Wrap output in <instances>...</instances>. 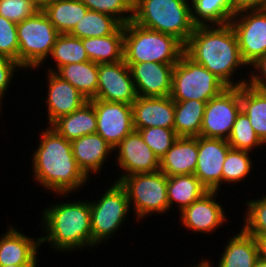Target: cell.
Instances as JSON below:
<instances>
[{"mask_svg": "<svg viewBox=\"0 0 266 267\" xmlns=\"http://www.w3.org/2000/svg\"><path fill=\"white\" fill-rule=\"evenodd\" d=\"M47 86L45 104L47 107V126H51L57 119L73 113L81 108L88 99L69 82L62 80L54 72H47Z\"/></svg>", "mask_w": 266, "mask_h": 267, "instance_id": "obj_18", "label": "cell"}, {"mask_svg": "<svg viewBox=\"0 0 266 267\" xmlns=\"http://www.w3.org/2000/svg\"><path fill=\"white\" fill-rule=\"evenodd\" d=\"M40 130L42 133L40 132L37 148L33 150L30 166L34 182L55 196L57 194L67 198L90 181L74 159L71 142L51 126Z\"/></svg>", "mask_w": 266, "mask_h": 267, "instance_id": "obj_1", "label": "cell"}, {"mask_svg": "<svg viewBox=\"0 0 266 267\" xmlns=\"http://www.w3.org/2000/svg\"><path fill=\"white\" fill-rule=\"evenodd\" d=\"M93 99L131 105L137 99L130 67L124 60L98 64V87Z\"/></svg>", "mask_w": 266, "mask_h": 267, "instance_id": "obj_14", "label": "cell"}, {"mask_svg": "<svg viewBox=\"0 0 266 267\" xmlns=\"http://www.w3.org/2000/svg\"><path fill=\"white\" fill-rule=\"evenodd\" d=\"M132 21L144 28L174 36L186 44L196 25L190 0H134Z\"/></svg>", "mask_w": 266, "mask_h": 267, "instance_id": "obj_4", "label": "cell"}, {"mask_svg": "<svg viewBox=\"0 0 266 267\" xmlns=\"http://www.w3.org/2000/svg\"><path fill=\"white\" fill-rule=\"evenodd\" d=\"M51 127L70 142L84 135L96 133L94 106L88 101L73 113L57 119Z\"/></svg>", "mask_w": 266, "mask_h": 267, "instance_id": "obj_24", "label": "cell"}, {"mask_svg": "<svg viewBox=\"0 0 266 267\" xmlns=\"http://www.w3.org/2000/svg\"><path fill=\"white\" fill-rule=\"evenodd\" d=\"M18 63L24 70H36L47 62L59 35L42 11L17 24ZM46 61V62H45Z\"/></svg>", "mask_w": 266, "mask_h": 267, "instance_id": "obj_8", "label": "cell"}, {"mask_svg": "<svg viewBox=\"0 0 266 267\" xmlns=\"http://www.w3.org/2000/svg\"><path fill=\"white\" fill-rule=\"evenodd\" d=\"M55 74L69 82L88 100L97 94L98 64L92 61L67 64L60 67Z\"/></svg>", "mask_w": 266, "mask_h": 267, "instance_id": "obj_28", "label": "cell"}, {"mask_svg": "<svg viewBox=\"0 0 266 267\" xmlns=\"http://www.w3.org/2000/svg\"><path fill=\"white\" fill-rule=\"evenodd\" d=\"M136 131L140 133L144 142L159 159L166 154L179 137L174 129L163 127H147Z\"/></svg>", "mask_w": 266, "mask_h": 267, "instance_id": "obj_38", "label": "cell"}, {"mask_svg": "<svg viewBox=\"0 0 266 267\" xmlns=\"http://www.w3.org/2000/svg\"><path fill=\"white\" fill-rule=\"evenodd\" d=\"M230 149L227 140L198 136V158L194 175L208 191L221 190L223 163Z\"/></svg>", "mask_w": 266, "mask_h": 267, "instance_id": "obj_16", "label": "cell"}, {"mask_svg": "<svg viewBox=\"0 0 266 267\" xmlns=\"http://www.w3.org/2000/svg\"><path fill=\"white\" fill-rule=\"evenodd\" d=\"M218 259L217 267H254L258 259L256 239L242 228L230 236ZM216 267V266H215Z\"/></svg>", "mask_w": 266, "mask_h": 267, "instance_id": "obj_23", "label": "cell"}, {"mask_svg": "<svg viewBox=\"0 0 266 267\" xmlns=\"http://www.w3.org/2000/svg\"><path fill=\"white\" fill-rule=\"evenodd\" d=\"M40 10L35 0H0V15L16 24Z\"/></svg>", "mask_w": 266, "mask_h": 267, "instance_id": "obj_39", "label": "cell"}, {"mask_svg": "<svg viewBox=\"0 0 266 267\" xmlns=\"http://www.w3.org/2000/svg\"><path fill=\"white\" fill-rule=\"evenodd\" d=\"M167 181V175L162 171H155L131 174L119 182L127 192L130 209H133V217L137 221L146 220L151 214L164 216L170 211Z\"/></svg>", "mask_w": 266, "mask_h": 267, "instance_id": "obj_6", "label": "cell"}, {"mask_svg": "<svg viewBox=\"0 0 266 267\" xmlns=\"http://www.w3.org/2000/svg\"><path fill=\"white\" fill-rule=\"evenodd\" d=\"M236 12L244 9L266 8V0H232Z\"/></svg>", "mask_w": 266, "mask_h": 267, "instance_id": "obj_43", "label": "cell"}, {"mask_svg": "<svg viewBox=\"0 0 266 267\" xmlns=\"http://www.w3.org/2000/svg\"><path fill=\"white\" fill-rule=\"evenodd\" d=\"M132 111L135 130L147 127L173 129L175 101L170 96H137V99L132 103Z\"/></svg>", "mask_w": 266, "mask_h": 267, "instance_id": "obj_19", "label": "cell"}, {"mask_svg": "<svg viewBox=\"0 0 266 267\" xmlns=\"http://www.w3.org/2000/svg\"><path fill=\"white\" fill-rule=\"evenodd\" d=\"M72 153L80 170L91 181L90 176L101 173L103 165L108 163L114 148L97 133L84 135L71 142Z\"/></svg>", "mask_w": 266, "mask_h": 267, "instance_id": "obj_20", "label": "cell"}, {"mask_svg": "<svg viewBox=\"0 0 266 267\" xmlns=\"http://www.w3.org/2000/svg\"><path fill=\"white\" fill-rule=\"evenodd\" d=\"M254 267H266V261L258 258Z\"/></svg>", "mask_w": 266, "mask_h": 267, "instance_id": "obj_48", "label": "cell"}, {"mask_svg": "<svg viewBox=\"0 0 266 267\" xmlns=\"http://www.w3.org/2000/svg\"><path fill=\"white\" fill-rule=\"evenodd\" d=\"M112 183L101 196H97L100 197L98 200L89 201L92 249L109 241L127 222V214L131 211L125 188L119 182Z\"/></svg>", "mask_w": 266, "mask_h": 267, "instance_id": "obj_7", "label": "cell"}, {"mask_svg": "<svg viewBox=\"0 0 266 267\" xmlns=\"http://www.w3.org/2000/svg\"><path fill=\"white\" fill-rule=\"evenodd\" d=\"M190 267H212L210 264H208L204 259L199 261L196 265L194 264L193 266Z\"/></svg>", "mask_w": 266, "mask_h": 267, "instance_id": "obj_47", "label": "cell"}, {"mask_svg": "<svg viewBox=\"0 0 266 267\" xmlns=\"http://www.w3.org/2000/svg\"><path fill=\"white\" fill-rule=\"evenodd\" d=\"M206 103L198 100L175 102L173 129L179 137L200 136Z\"/></svg>", "mask_w": 266, "mask_h": 267, "instance_id": "obj_31", "label": "cell"}, {"mask_svg": "<svg viewBox=\"0 0 266 267\" xmlns=\"http://www.w3.org/2000/svg\"><path fill=\"white\" fill-rule=\"evenodd\" d=\"M0 267H38L37 264H18V265H7V266H0Z\"/></svg>", "mask_w": 266, "mask_h": 267, "instance_id": "obj_46", "label": "cell"}, {"mask_svg": "<svg viewBox=\"0 0 266 267\" xmlns=\"http://www.w3.org/2000/svg\"><path fill=\"white\" fill-rule=\"evenodd\" d=\"M20 69L21 72L24 70L18 62L0 54V98L6 97L4 95L11 87V81L16 78L14 76Z\"/></svg>", "mask_w": 266, "mask_h": 267, "instance_id": "obj_41", "label": "cell"}, {"mask_svg": "<svg viewBox=\"0 0 266 267\" xmlns=\"http://www.w3.org/2000/svg\"><path fill=\"white\" fill-rule=\"evenodd\" d=\"M88 10L80 0H57L42 8L59 34H70Z\"/></svg>", "mask_w": 266, "mask_h": 267, "instance_id": "obj_27", "label": "cell"}, {"mask_svg": "<svg viewBox=\"0 0 266 267\" xmlns=\"http://www.w3.org/2000/svg\"><path fill=\"white\" fill-rule=\"evenodd\" d=\"M259 199H250L245 202L247 206L243 215L242 229L253 237L266 236V195Z\"/></svg>", "mask_w": 266, "mask_h": 267, "instance_id": "obj_36", "label": "cell"}, {"mask_svg": "<svg viewBox=\"0 0 266 267\" xmlns=\"http://www.w3.org/2000/svg\"><path fill=\"white\" fill-rule=\"evenodd\" d=\"M126 64L130 67L137 96H170L174 65L158 62Z\"/></svg>", "mask_w": 266, "mask_h": 267, "instance_id": "obj_17", "label": "cell"}, {"mask_svg": "<svg viewBox=\"0 0 266 267\" xmlns=\"http://www.w3.org/2000/svg\"><path fill=\"white\" fill-rule=\"evenodd\" d=\"M122 25L118 19L111 15L88 10L70 35L81 39L104 37L114 34Z\"/></svg>", "mask_w": 266, "mask_h": 267, "instance_id": "obj_33", "label": "cell"}, {"mask_svg": "<svg viewBox=\"0 0 266 267\" xmlns=\"http://www.w3.org/2000/svg\"><path fill=\"white\" fill-rule=\"evenodd\" d=\"M184 45L174 36L144 28L133 21L124 25L125 63L158 62L175 65Z\"/></svg>", "mask_w": 266, "mask_h": 267, "instance_id": "obj_5", "label": "cell"}, {"mask_svg": "<svg viewBox=\"0 0 266 267\" xmlns=\"http://www.w3.org/2000/svg\"><path fill=\"white\" fill-rule=\"evenodd\" d=\"M61 203H49L42 211L39 225L44 236L40 235V245L45 242L59 252H79L85 248L91 250V213L90 202L76 200ZM71 201V202H70ZM51 205V206H50Z\"/></svg>", "mask_w": 266, "mask_h": 267, "instance_id": "obj_3", "label": "cell"}, {"mask_svg": "<svg viewBox=\"0 0 266 267\" xmlns=\"http://www.w3.org/2000/svg\"><path fill=\"white\" fill-rule=\"evenodd\" d=\"M17 24L0 15V54L18 62Z\"/></svg>", "mask_w": 266, "mask_h": 267, "instance_id": "obj_40", "label": "cell"}, {"mask_svg": "<svg viewBox=\"0 0 266 267\" xmlns=\"http://www.w3.org/2000/svg\"><path fill=\"white\" fill-rule=\"evenodd\" d=\"M207 192L208 190L194 174L168 177L167 196L170 210H173L172 207L177 205L176 207L179 210L177 212L179 213Z\"/></svg>", "mask_w": 266, "mask_h": 267, "instance_id": "obj_25", "label": "cell"}, {"mask_svg": "<svg viewBox=\"0 0 266 267\" xmlns=\"http://www.w3.org/2000/svg\"><path fill=\"white\" fill-rule=\"evenodd\" d=\"M21 233L10 225L0 237V266L38 264L40 238Z\"/></svg>", "mask_w": 266, "mask_h": 267, "instance_id": "obj_21", "label": "cell"}, {"mask_svg": "<svg viewBox=\"0 0 266 267\" xmlns=\"http://www.w3.org/2000/svg\"><path fill=\"white\" fill-rule=\"evenodd\" d=\"M219 191H208L200 199L183 209L179 214L182 227L199 234H213L225 223L227 218L225 209L217 202Z\"/></svg>", "mask_w": 266, "mask_h": 267, "instance_id": "obj_15", "label": "cell"}, {"mask_svg": "<svg viewBox=\"0 0 266 267\" xmlns=\"http://www.w3.org/2000/svg\"><path fill=\"white\" fill-rule=\"evenodd\" d=\"M88 101L95 109L96 133L102 136L113 148L135 130L131 104L108 102L99 99H90Z\"/></svg>", "mask_w": 266, "mask_h": 267, "instance_id": "obj_12", "label": "cell"}, {"mask_svg": "<svg viewBox=\"0 0 266 267\" xmlns=\"http://www.w3.org/2000/svg\"><path fill=\"white\" fill-rule=\"evenodd\" d=\"M190 7L196 26L227 24L237 13L232 0H190Z\"/></svg>", "mask_w": 266, "mask_h": 267, "instance_id": "obj_29", "label": "cell"}, {"mask_svg": "<svg viewBox=\"0 0 266 267\" xmlns=\"http://www.w3.org/2000/svg\"><path fill=\"white\" fill-rule=\"evenodd\" d=\"M258 248V258L266 261V236L255 237Z\"/></svg>", "mask_w": 266, "mask_h": 267, "instance_id": "obj_44", "label": "cell"}, {"mask_svg": "<svg viewBox=\"0 0 266 267\" xmlns=\"http://www.w3.org/2000/svg\"><path fill=\"white\" fill-rule=\"evenodd\" d=\"M89 10L111 15L123 25L132 21L134 0H80Z\"/></svg>", "mask_w": 266, "mask_h": 267, "instance_id": "obj_37", "label": "cell"}, {"mask_svg": "<svg viewBox=\"0 0 266 267\" xmlns=\"http://www.w3.org/2000/svg\"><path fill=\"white\" fill-rule=\"evenodd\" d=\"M241 110L248 116L254 132L266 145V93L250 84L240 86Z\"/></svg>", "mask_w": 266, "mask_h": 267, "instance_id": "obj_30", "label": "cell"}, {"mask_svg": "<svg viewBox=\"0 0 266 267\" xmlns=\"http://www.w3.org/2000/svg\"><path fill=\"white\" fill-rule=\"evenodd\" d=\"M184 53L212 72L227 87H240L249 82L247 75H243L247 78L243 80L234 78L243 67L247 71L245 68L248 66L241 57L238 39L230 23L196 26L184 45Z\"/></svg>", "mask_w": 266, "mask_h": 267, "instance_id": "obj_2", "label": "cell"}, {"mask_svg": "<svg viewBox=\"0 0 266 267\" xmlns=\"http://www.w3.org/2000/svg\"><path fill=\"white\" fill-rule=\"evenodd\" d=\"M248 69L266 55V8L238 11L230 21Z\"/></svg>", "mask_w": 266, "mask_h": 267, "instance_id": "obj_10", "label": "cell"}, {"mask_svg": "<svg viewBox=\"0 0 266 267\" xmlns=\"http://www.w3.org/2000/svg\"><path fill=\"white\" fill-rule=\"evenodd\" d=\"M198 158V136L178 137L166 154L161 157L160 171L168 177L194 174Z\"/></svg>", "mask_w": 266, "mask_h": 267, "instance_id": "obj_22", "label": "cell"}, {"mask_svg": "<svg viewBox=\"0 0 266 267\" xmlns=\"http://www.w3.org/2000/svg\"><path fill=\"white\" fill-rule=\"evenodd\" d=\"M230 147L235 150H246L253 152L254 149L265 147L254 132L248 116L243 110L237 114L230 136L227 139Z\"/></svg>", "mask_w": 266, "mask_h": 267, "instance_id": "obj_35", "label": "cell"}, {"mask_svg": "<svg viewBox=\"0 0 266 267\" xmlns=\"http://www.w3.org/2000/svg\"><path fill=\"white\" fill-rule=\"evenodd\" d=\"M53 59L55 66L48 67L47 71L56 72L60 67L73 64L90 61L85 48L82 44V39L71 36L70 34H59L49 59Z\"/></svg>", "mask_w": 266, "mask_h": 267, "instance_id": "obj_32", "label": "cell"}, {"mask_svg": "<svg viewBox=\"0 0 266 267\" xmlns=\"http://www.w3.org/2000/svg\"><path fill=\"white\" fill-rule=\"evenodd\" d=\"M251 69V72L248 74V84L257 90L266 93V55L253 64Z\"/></svg>", "mask_w": 266, "mask_h": 267, "instance_id": "obj_42", "label": "cell"}, {"mask_svg": "<svg viewBox=\"0 0 266 267\" xmlns=\"http://www.w3.org/2000/svg\"><path fill=\"white\" fill-rule=\"evenodd\" d=\"M2 105L4 106V104H3V99H2V98H0V115H1V111H2V109H3V108H1V107H2Z\"/></svg>", "mask_w": 266, "mask_h": 267, "instance_id": "obj_49", "label": "cell"}, {"mask_svg": "<svg viewBox=\"0 0 266 267\" xmlns=\"http://www.w3.org/2000/svg\"><path fill=\"white\" fill-rule=\"evenodd\" d=\"M240 110V87H227L206 103L200 136L227 140Z\"/></svg>", "mask_w": 266, "mask_h": 267, "instance_id": "obj_11", "label": "cell"}, {"mask_svg": "<svg viewBox=\"0 0 266 267\" xmlns=\"http://www.w3.org/2000/svg\"><path fill=\"white\" fill-rule=\"evenodd\" d=\"M227 86L203 65L194 62L185 53L174 65L170 97L175 102L198 100L208 102Z\"/></svg>", "mask_w": 266, "mask_h": 267, "instance_id": "obj_9", "label": "cell"}, {"mask_svg": "<svg viewBox=\"0 0 266 267\" xmlns=\"http://www.w3.org/2000/svg\"><path fill=\"white\" fill-rule=\"evenodd\" d=\"M116 162L122 172L116 182L136 173L160 171V160L136 130L128 134L114 148ZM124 171V172H123Z\"/></svg>", "mask_w": 266, "mask_h": 267, "instance_id": "obj_13", "label": "cell"}, {"mask_svg": "<svg viewBox=\"0 0 266 267\" xmlns=\"http://www.w3.org/2000/svg\"><path fill=\"white\" fill-rule=\"evenodd\" d=\"M57 0H35L36 4L42 9L46 4Z\"/></svg>", "mask_w": 266, "mask_h": 267, "instance_id": "obj_45", "label": "cell"}, {"mask_svg": "<svg viewBox=\"0 0 266 267\" xmlns=\"http://www.w3.org/2000/svg\"><path fill=\"white\" fill-rule=\"evenodd\" d=\"M252 152L246 150L230 149L227 152L222 169V185L223 184H240L248 178L253 171V159L249 154Z\"/></svg>", "mask_w": 266, "mask_h": 267, "instance_id": "obj_34", "label": "cell"}, {"mask_svg": "<svg viewBox=\"0 0 266 267\" xmlns=\"http://www.w3.org/2000/svg\"><path fill=\"white\" fill-rule=\"evenodd\" d=\"M90 61L94 63H115L123 60L124 25L114 34L104 37H89L82 39Z\"/></svg>", "mask_w": 266, "mask_h": 267, "instance_id": "obj_26", "label": "cell"}, {"mask_svg": "<svg viewBox=\"0 0 266 267\" xmlns=\"http://www.w3.org/2000/svg\"><path fill=\"white\" fill-rule=\"evenodd\" d=\"M208 264H210L212 267L214 266V265H212V263H213V261H209L208 259H204ZM212 262V263H211Z\"/></svg>", "mask_w": 266, "mask_h": 267, "instance_id": "obj_50", "label": "cell"}]
</instances>
